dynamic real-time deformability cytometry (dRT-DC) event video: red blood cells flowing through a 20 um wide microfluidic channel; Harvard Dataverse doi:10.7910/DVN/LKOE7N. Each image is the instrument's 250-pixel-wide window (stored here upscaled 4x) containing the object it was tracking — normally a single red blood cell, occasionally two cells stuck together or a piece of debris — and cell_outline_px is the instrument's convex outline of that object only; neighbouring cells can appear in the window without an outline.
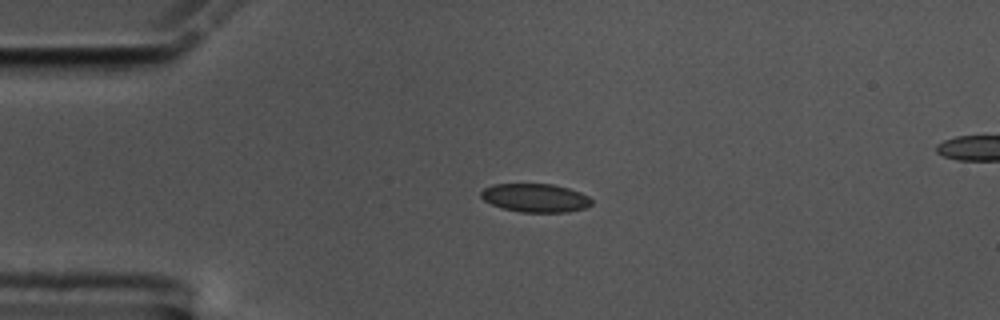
{"species": "common noctule bat (a hibernating species)", "species_latin": "Nyctalus noctula", "temperature_condition": "cold", "stored_images_in_passage": 45, "camera_frame_rate_fps": 3000, "um_per_image_px": 0.085, "animal": {"sex": "male", "body_mass_g": 17.5, "forearm_length_mm": 52.3}, "frame": {"image": 1, "passage_image": 1, "time_ms": 0.0, "image_size_px": [1000, 320], "cell_outline_px": [[592, 204], [588, 208], [568, 212], [520, 212], [500, 208], [484, 200], [480, 196], [480, 192], [484, 188], [492, 184], [552, 184], [568, 188], [580, 192], [588, 196], [592, 200]], "centroid_in_image_um": [45.51, 16.83], "position_along_channel_um": 39.5, "area_um2": 18.55}}
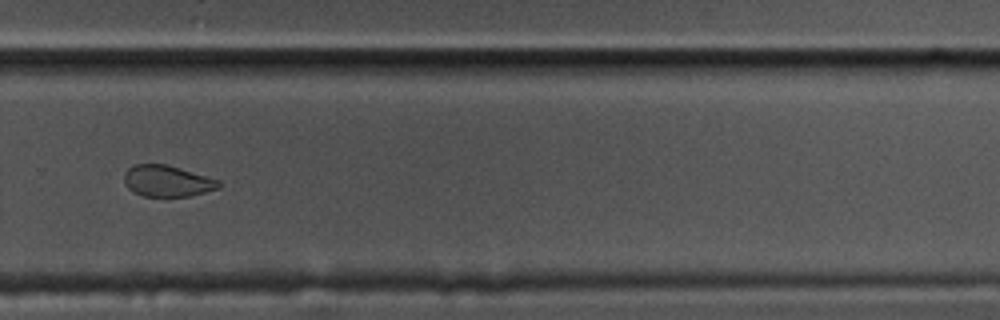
{"frame": {"image": 2, "passage_image": 27, "time_ms": 8.667, "image_size_px": [1000, 320], "cell_outline_px": [[224, 184], [220, 188], [188, 196], [144, 196], [132, 192], [124, 184], [124, 172], [128, 168], [136, 164], [164, 164], [220, 180]], "centroid_in_image_um": [14.21, 15.39], "position_along_channel_um": 315.6, "area_um2": 17.22}}
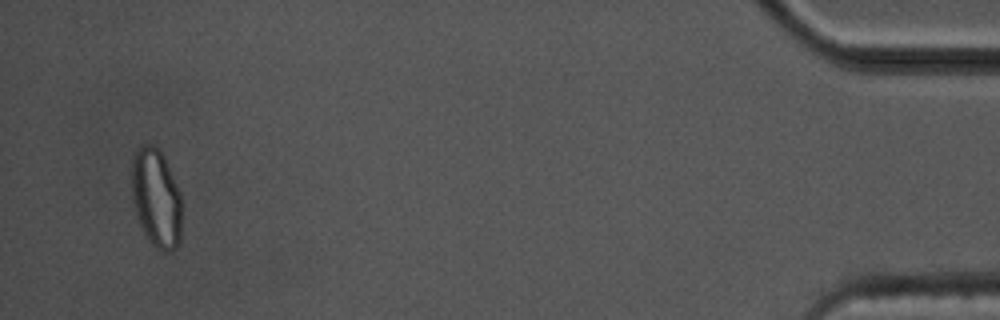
{"frame": {"image": 3, "passage_image": 43, "time_ms": 14.0, "image_size_px": [1000, 320], "cell_outline_px": [[180, 244], [172, 252], [160, 252], [148, 240], [140, 224], [132, 200], [132, 156], [140, 144], [152, 144], [160, 148], [164, 156], [180, 192]], "centroid_in_image_um": [13.27, 16.83], "position_along_channel_um": 421.9, "area_um2": 29.07}, "authors_computed_cell_mechanics": {"area_um2": 18.6694, "velocity_mm_per_s": 3.5005, "shape_relaxation_time_tau1_ms": null, "shape_relaxation_time_tau2_ms": 1.3928, "deformation_change_tau1": null, "deformation_change_tau2": 0.0496}}